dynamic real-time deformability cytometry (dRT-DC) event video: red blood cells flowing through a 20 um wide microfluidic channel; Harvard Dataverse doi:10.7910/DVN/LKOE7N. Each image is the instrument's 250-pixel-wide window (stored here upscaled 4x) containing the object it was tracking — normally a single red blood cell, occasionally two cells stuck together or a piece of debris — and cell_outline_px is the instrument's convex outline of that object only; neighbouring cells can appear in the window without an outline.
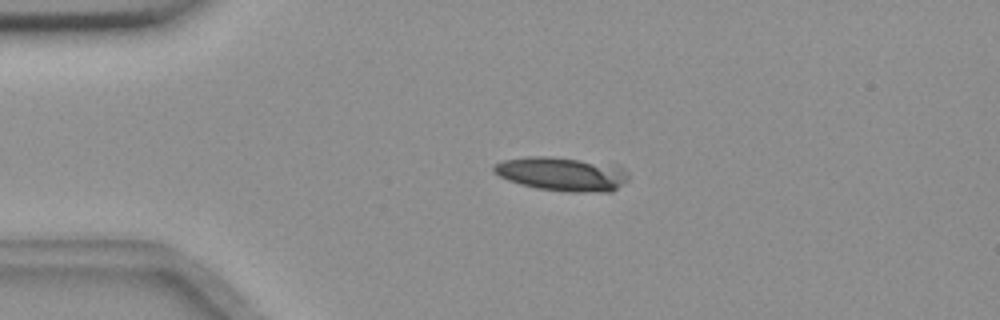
{"species": "common noctule bat (a hibernating species)", "species_latin": "Nyctalus noctula", "temperature_condition": "room temperature", "stored_images_in_passage": 46, "camera_frame_rate_fps": 3000, "um_per_image_px": 0.085, "animal": {"sex": "female", "body_mass_g": 18.4}, "frame": {"image": 1, "passage_image": 2, "time_ms": 0.333, "image_size_px": [1000, 320], "cell_outline_px": [[628, 180], [612, 192], [568, 192], [536, 188], [520, 184], [508, 180], [500, 176], [492, 168], [496, 164], [504, 160], [528, 156], [552, 156], [616, 164], [628, 172]], "centroid_in_image_um": [47.83, 14.78], "position_along_channel_um": 37.2, "area_um2": 26.82}}